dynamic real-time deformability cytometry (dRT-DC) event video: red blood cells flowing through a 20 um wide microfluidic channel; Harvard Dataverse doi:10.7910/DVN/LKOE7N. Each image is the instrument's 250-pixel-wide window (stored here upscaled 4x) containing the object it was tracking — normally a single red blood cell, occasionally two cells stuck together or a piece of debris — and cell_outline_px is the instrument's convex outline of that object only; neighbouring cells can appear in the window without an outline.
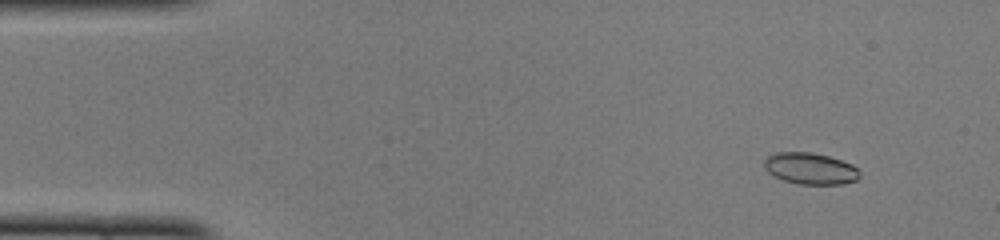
{"species": "common noctule bat (a hibernating species)", "species_latin": "Nyctalus noctula", "temperature_condition": "cold", "stored_images_in_passage": 49, "camera_frame_rate_fps": 3000, "um_per_image_px": 0.085, "animal": {"sex": "female", "body_mass_g": 22.0, "forearm_length_mm": 56.7}, "frame": {"image": 1, "passage_image": 5, "time_ms": 1.333, "image_size_px": [1000, 240], "cell_outline_px": [[860, 176], [856, 180], [844, 184], [800, 184], [784, 180], [768, 172], [764, 168], [764, 160], [768, 156], [776, 152], [812, 152], [828, 156], [852, 164], [860, 172]], "centroid_in_image_um": [68.88, 14.32], "position_along_channel_um": 16.1, "area_um2": 17.46}}
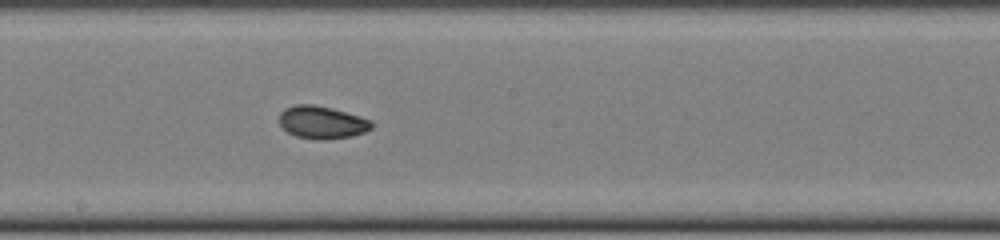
{"frame": {"image": 2, "passage_image": 27, "time_ms": 8.667, "image_size_px": [1000, 240], "cell_outline_px": [[372, 128], [364, 132], [352, 136], [324, 140], [320, 140], [296, 136], [288, 132], [280, 124], [280, 112], [284, 108], [296, 104], [312, 104], [332, 108], [360, 116], [372, 120]], "centroid_in_image_um": [27.37, 10.39], "position_along_channel_um": 220.8, "area_um2": 17.57}}
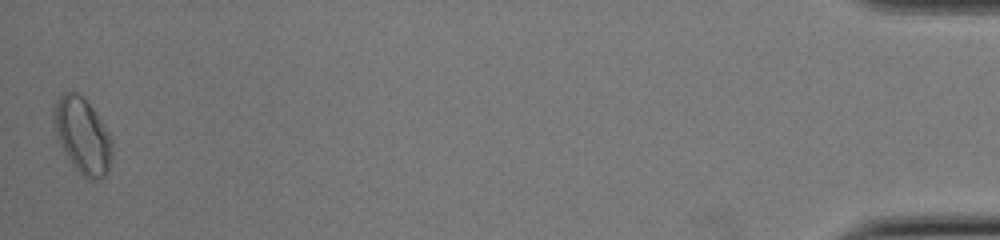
{"frame": {"image": 3, "passage_image": 49, "time_ms": 16.0, "image_size_px": [1000, 240], "cell_outline_px": [[112, 156], [108, 172], [104, 176], [96, 180], [88, 180], [76, 168], [60, 144], [52, 124], [52, 120], [56, 104], [60, 96], [64, 92], [76, 92], [92, 108], [108, 132], [112, 140]], "centroid_in_image_um": [7.02, 11.56], "position_along_channel_um": 428.2, "area_um2": 25.14}, "authors_computed_cell_mechanics": {"area_um2": 17.5134, "velocity_mm_per_s": 4.0927, "shape_relaxation_time_tau1_ms": null, "shape_relaxation_time_tau2_ms": 3.5308, "deformation_change_tau1": null, "deformation_change_tau2": 0.0514}}